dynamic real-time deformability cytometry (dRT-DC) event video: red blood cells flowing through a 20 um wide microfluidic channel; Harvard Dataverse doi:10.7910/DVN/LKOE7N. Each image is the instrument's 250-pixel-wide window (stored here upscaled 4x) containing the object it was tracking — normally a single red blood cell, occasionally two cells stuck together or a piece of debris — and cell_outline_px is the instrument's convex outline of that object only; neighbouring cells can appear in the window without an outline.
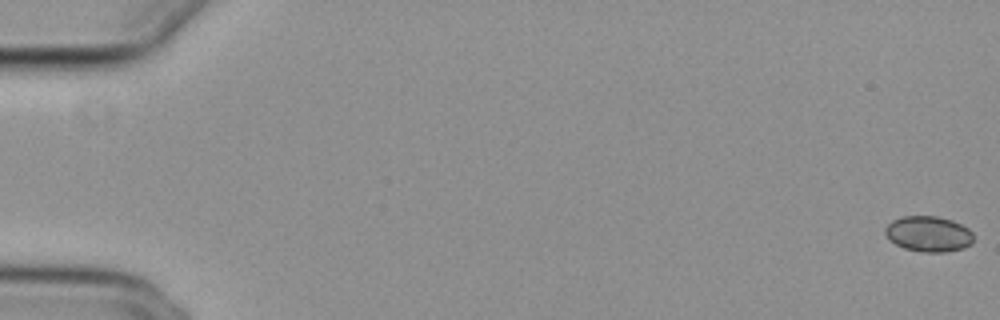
{"species": "common noctule bat (a hibernating species)", "species_latin": "Nyctalus noctula", "temperature_condition": "cold", "stored_images_in_passage": 55, "camera_frame_rate_fps": 3000, "um_per_image_px": 0.085, "animal": {"sex": "female", "body_mass_g": 29.2, "forearm_length_mm": 56.3}, "frame": {"image": 1, "passage_image": 1, "time_ms": 0.0, "image_size_px": [1000, 320], "cell_outline_px": [[972, 244], [964, 248], [944, 252], [924, 252], [904, 248], [888, 240], [884, 232], [884, 228], [892, 220], [904, 216], [936, 216], [952, 220], [968, 228], [972, 232]], "centroid_in_image_um": [78.9, 19.88], "position_along_channel_um": 6.1, "area_um2": 18.38}}
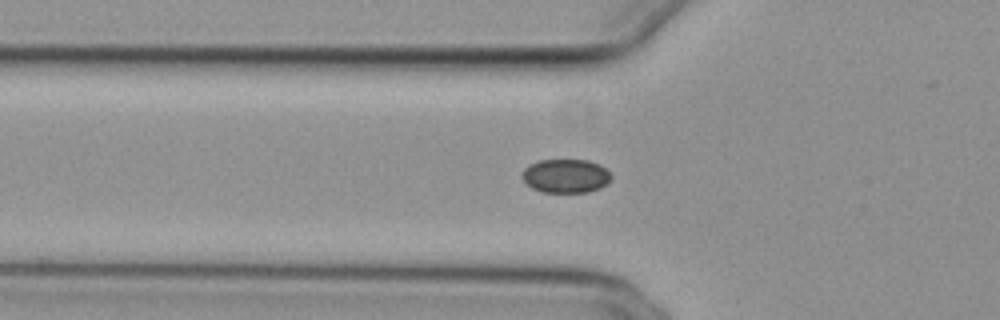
{"frame": {"image": 2, "passage_image": 20, "time_ms": 6.333, "image_size_px": [1000, 320], "cell_outline_px": [[612, 176], [600, 188], [588, 192], [540, 192], [532, 188], [520, 176], [524, 168], [528, 164], [540, 160], [588, 160], [600, 164]], "centroid_in_image_um": [48.04, 14.95], "position_along_channel_um": 77.8, "area_um2": 17.51}}
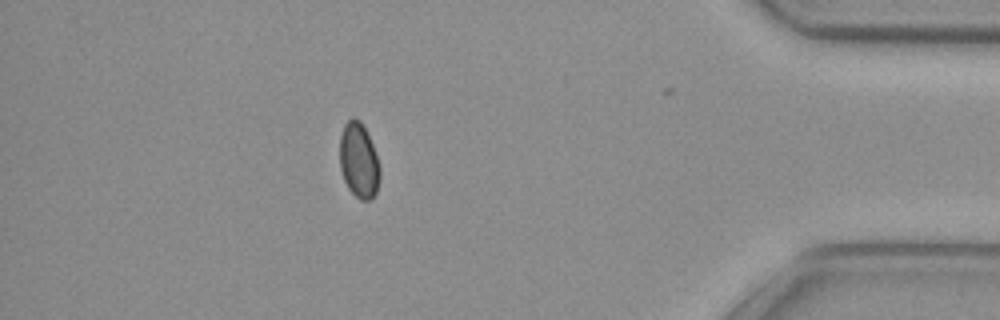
{"frame": {"image": 3, "passage_image": 49, "time_ms": 16.0, "image_size_px": [1000, 320], "cell_outline_px": [[380, 180], [376, 192], [372, 200], [360, 200], [348, 188], [344, 180], [340, 168], [340, 136], [344, 124], [352, 116], [360, 120], [372, 144], [380, 168]], "centroid_in_image_um": [30.49, 13.66], "position_along_channel_um": 404.7, "area_um2": 17.57}}